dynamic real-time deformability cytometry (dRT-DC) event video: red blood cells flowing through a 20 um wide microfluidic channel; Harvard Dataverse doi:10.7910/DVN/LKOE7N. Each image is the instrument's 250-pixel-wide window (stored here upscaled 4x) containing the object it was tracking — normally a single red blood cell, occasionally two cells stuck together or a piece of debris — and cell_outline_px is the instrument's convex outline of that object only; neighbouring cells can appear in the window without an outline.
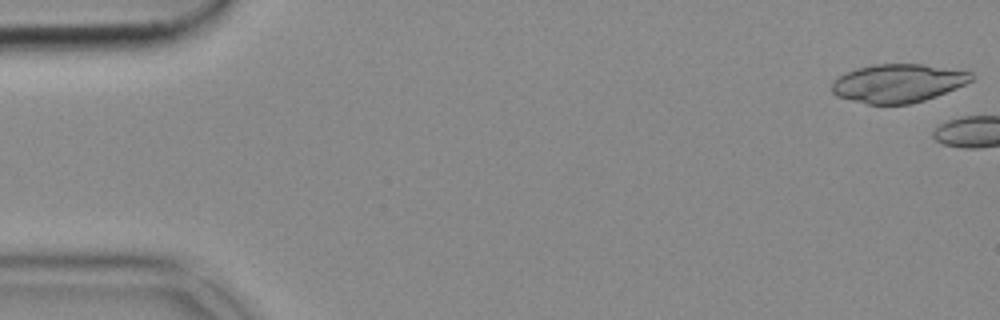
{"species": "common noctule bat (a hibernating species)", "species_latin": "Nyctalus noctula", "temperature_condition": "cold", "stored_images_in_passage": 4, "camera_frame_rate_fps": 3000, "um_per_image_px": 0.085, "animal": {"sex": "female", "body_mass_g": 18.4}, "frame": {"image": 1, "passage_image": 1, "time_ms": 0.0, "image_size_px": [1000, 320], "cell_outline_px": [[972, 80], [956, 88], [936, 96], [912, 104], [868, 104], [836, 96], [832, 92], [832, 80], [856, 68], [876, 64], [920, 64], [972, 72]], "centroid_in_image_um": [76.31, 7.08], "position_along_channel_um": 8.7, "area_um2": 30.98}}